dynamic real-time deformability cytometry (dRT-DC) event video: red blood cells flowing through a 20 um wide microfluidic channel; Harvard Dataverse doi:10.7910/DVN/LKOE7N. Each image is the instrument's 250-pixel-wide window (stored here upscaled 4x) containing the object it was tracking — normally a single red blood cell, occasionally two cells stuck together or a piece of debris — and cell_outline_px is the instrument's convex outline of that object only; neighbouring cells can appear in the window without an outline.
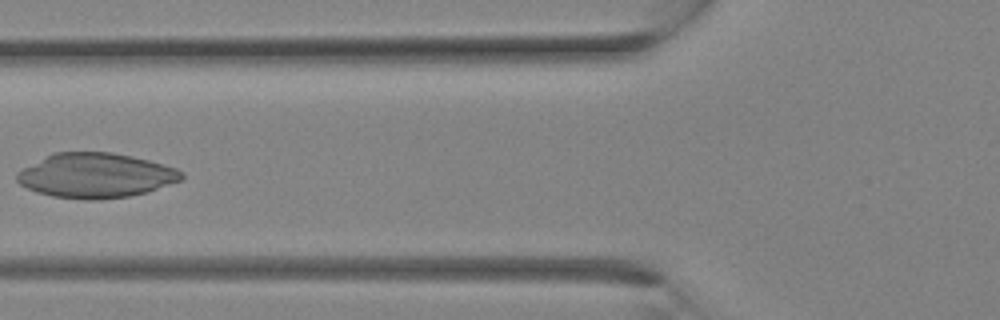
{"species": "Egyptian fruit bat (a non-hibernating species)", "species_latin": "Rousettus aegyptiacus", "temperature_condition": "room temperature", "stored_images_in_passage": 5, "camera_frame_rate_fps": 3000, "um_per_image_px": 0.085, "animal": {"sex": "female"}, "frame": {"image": 1, "passage_image": 4, "time_ms": 1.0, "image_size_px": [1000, 320], "cell_outline_px": [[184, 176], [180, 180], [148, 192], [128, 196], [96, 200], [84, 200], [52, 196], [36, 192], [20, 184], [16, 180], [16, 172], [56, 152], [112, 152], [132, 156], [148, 160], [176, 168], [184, 172]], "centroid_in_image_um": [8.15, 14.92], "position_along_channel_um": 117.7, "area_um2": 42.66}}